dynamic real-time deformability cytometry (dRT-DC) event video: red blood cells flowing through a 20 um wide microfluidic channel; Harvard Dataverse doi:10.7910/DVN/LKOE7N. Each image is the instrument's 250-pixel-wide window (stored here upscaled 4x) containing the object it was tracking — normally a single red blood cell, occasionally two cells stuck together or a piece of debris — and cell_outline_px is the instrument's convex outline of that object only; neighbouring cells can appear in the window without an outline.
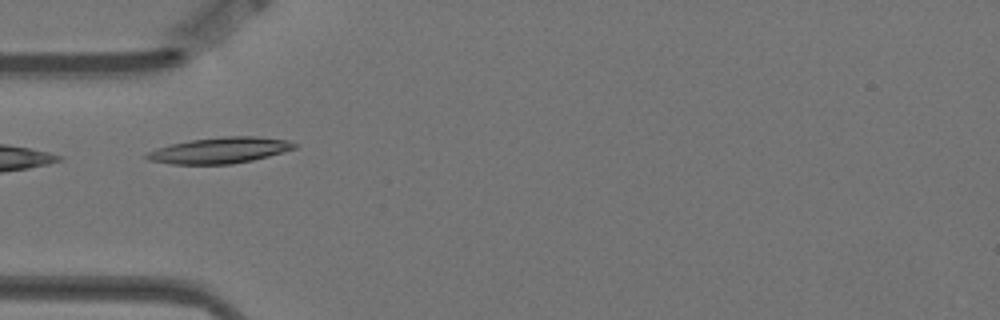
{"species": "Egyptian fruit bat (a non-hibernating species)", "species_latin": "Rousettus aegyptiacus", "temperature_condition": "warm", "stored_images_in_passage": 5, "camera_frame_rate_fps": 3000, "um_per_image_px": 0.085, "animal": {"sex": "female"}, "frame": {"image": 1, "passage_image": 2, "time_ms": 0.333, "image_size_px": [1000, 320], "cell_outline_px": [[300, 144], [296, 148], [268, 156], [252, 160], [232, 164], [172, 164], [148, 160], [144, 156], [148, 152], [156, 148], [172, 144], [192, 140], [224, 136], [256, 136], [288, 140]], "centroid_in_image_um": [18.71, 12.77], "position_along_channel_um": 66.3, "area_um2": 22.31}}
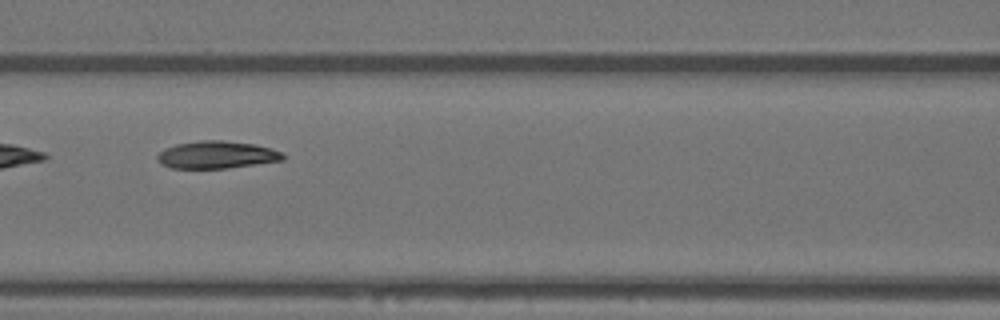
{"frame": {"image": 2, "passage_image": 4, "time_ms": 1.0, "image_size_px": [1000, 320], "cell_outline_px": [[284, 160], [228, 168], [172, 168], [160, 164], [156, 156], [160, 152], [176, 144], [200, 140], [220, 140], [252, 144], [272, 148], [284, 152]], "centroid_in_image_um": [18.44, 13.16], "position_along_channel_um": 148.2, "area_um2": 20.0}}
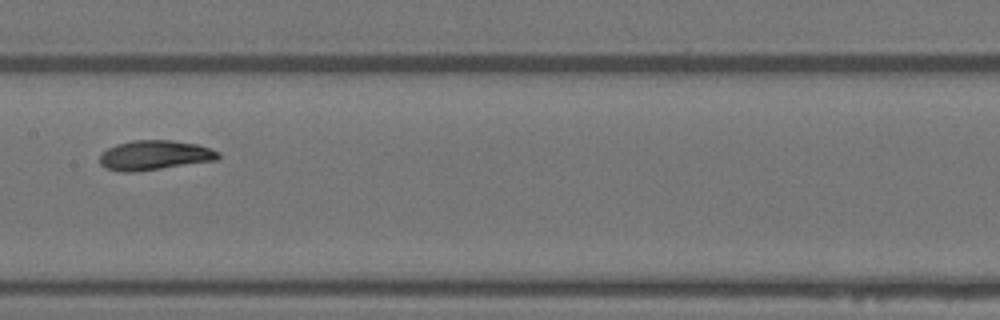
{"frame": {"image": 3, "passage_image": 5, "time_ms": 1.333, "image_size_px": [1000, 320], "cell_outline_px": [[220, 156], [216, 160], [136, 172], [120, 172], [104, 168], [100, 164], [100, 156], [108, 148], [116, 144], [132, 140], [172, 140], [196, 144], [220, 152]], "centroid_in_image_um": [13.11, 13.2], "position_along_channel_um": 194.3, "area_um2": 20.46}}